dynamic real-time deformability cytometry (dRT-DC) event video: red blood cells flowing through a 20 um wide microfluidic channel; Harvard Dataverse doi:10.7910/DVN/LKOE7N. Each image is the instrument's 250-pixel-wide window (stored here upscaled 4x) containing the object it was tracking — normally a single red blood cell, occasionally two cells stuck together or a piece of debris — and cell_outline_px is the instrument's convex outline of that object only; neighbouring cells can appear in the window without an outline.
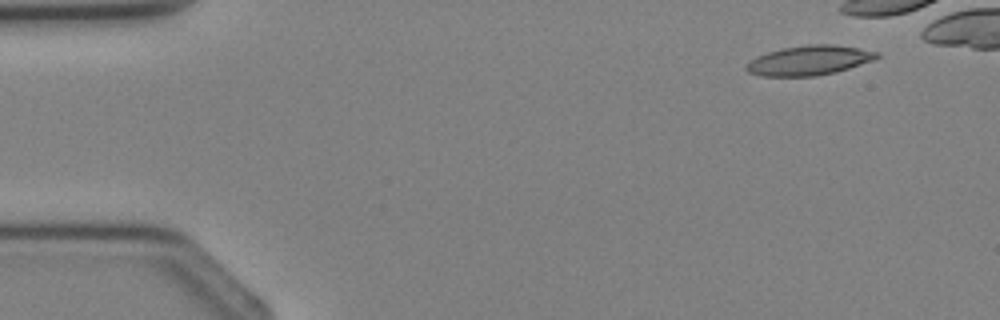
{"species": "Egyptian fruit bat (a non-hibernating species)", "species_latin": "Rousettus aegyptiacus", "temperature_condition": "cold", "stored_images_in_passage": 4, "camera_frame_rate_fps": 3000, "um_per_image_px": 0.085, "animal": {"sex": "female"}, "frame": {"image": 1, "passage_image": 1, "time_ms": 0.0, "image_size_px": [1000, 320], "cell_outline_px": [[880, 56], [872, 60], [836, 72], [816, 76], [760, 76], [748, 72], [744, 68], [744, 64], [748, 60], [756, 56], [780, 48], [808, 44], [832, 44], [880, 52]], "centroid_in_image_um": [68.7, 5.13], "position_along_channel_um": 16.3, "area_um2": 22.66}}